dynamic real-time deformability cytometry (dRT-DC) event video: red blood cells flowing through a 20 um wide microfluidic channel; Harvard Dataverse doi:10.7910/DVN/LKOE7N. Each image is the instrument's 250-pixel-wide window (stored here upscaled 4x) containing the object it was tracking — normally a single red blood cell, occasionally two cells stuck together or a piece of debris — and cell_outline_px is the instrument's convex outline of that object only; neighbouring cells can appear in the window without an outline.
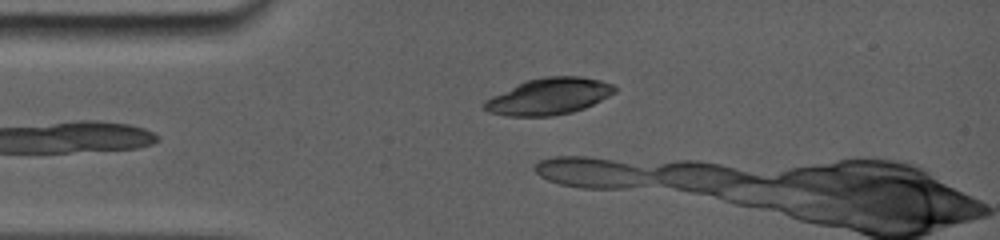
{"species": "common noctule bat (a hibernating species)", "species_latin": "Nyctalus noctula", "temperature_condition": "room temperature", "stored_images_in_passage": 8, "camera_frame_rate_fps": 5000, "um_per_image_px": 0.085, "animal": {"sex": "female", "body_mass_g": 19.0, "forearm_length_mm": 56.7}, "frame": {"image": 1, "passage_image": 6, "time_ms": 2.6, "image_size_px": [1000, 240], "cell_outline_px": [[616, 92], [584, 108], [572, 112], [548, 116], [508, 116], [488, 112], [484, 108], [484, 100], [492, 96], [528, 80], [544, 76], [580, 76], [600, 80], [612, 84], [616, 88]], "centroid_in_image_um": [46.66, 8.19], "position_along_channel_um": 38.3, "area_um2": 27.4}}